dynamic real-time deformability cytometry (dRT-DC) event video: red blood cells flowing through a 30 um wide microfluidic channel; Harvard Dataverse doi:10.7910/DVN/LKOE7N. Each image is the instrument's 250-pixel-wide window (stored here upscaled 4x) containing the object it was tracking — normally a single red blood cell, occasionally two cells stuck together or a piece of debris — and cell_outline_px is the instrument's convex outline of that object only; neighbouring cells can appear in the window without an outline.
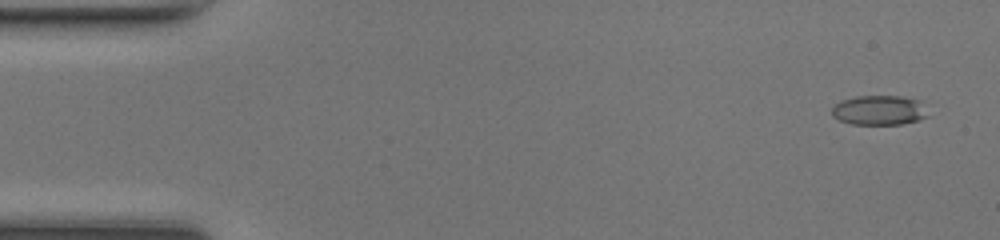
{"species": "common noctule bat (a hibernating species)", "species_latin": "Nyctalus noctula", "temperature_condition": "room temperature", "stored_images_in_passage": 49, "camera_frame_rate_fps": 3000, "um_per_image_px": 0.085, "animal": {"sex": "female", "body_mass_g": 17.0, "forearm_length_mm": 48.0}, "frame": {"image": 1, "passage_image": 3, "time_ms": 0.667, "image_size_px": [1000, 240], "cell_outline_px": [[928, 116], [916, 120], [900, 124], [852, 124], [840, 120], [832, 116], [832, 108], [840, 100], [856, 96], [900, 96], [920, 100]], "centroid_in_image_um": [74.7, 9.36], "position_along_channel_um": 10.3, "area_um2": 16.47}}
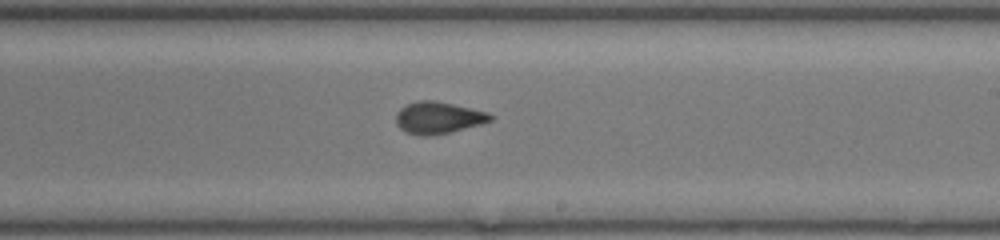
{"frame": {"image": 2, "passage_image": 29, "time_ms": 9.333, "image_size_px": [1000, 240], "cell_outline_px": [[492, 120], [480, 124], [448, 132], [428, 136], [420, 136], [404, 132], [396, 124], [396, 112], [400, 108], [408, 104], [420, 100], [432, 100], [452, 104], [488, 112], [492, 116]], "centroid_in_image_um": [37.2, 10.01], "position_along_channel_um": 251.8, "area_um2": 17.34}}
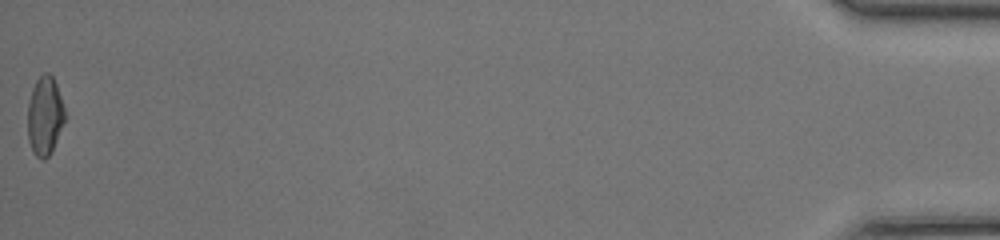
{"frame": {"image": 3, "passage_image": 49, "time_ms": 16.0, "image_size_px": [1000, 240], "cell_outline_px": [[68, 116], [52, 152], [44, 160], [40, 160], [32, 152], [28, 140], [28, 104], [32, 88], [36, 80], [44, 72], [48, 72], [52, 76], [56, 84]], "centroid_in_image_um": [3.84, 9.88], "position_along_channel_um": 431.4, "area_um2": 17.57}, "authors_computed_cell_mechanics": {"area_um2": 17.34, "velocity_mm_per_s": 4.3138, "shape_relaxation_time_tau1_ms": 8.4085, "shape_relaxation_time_tau2_ms": 1.0142, "deformation_change_tau1": 0.2114, "deformation_change_tau2": 0.0684}}